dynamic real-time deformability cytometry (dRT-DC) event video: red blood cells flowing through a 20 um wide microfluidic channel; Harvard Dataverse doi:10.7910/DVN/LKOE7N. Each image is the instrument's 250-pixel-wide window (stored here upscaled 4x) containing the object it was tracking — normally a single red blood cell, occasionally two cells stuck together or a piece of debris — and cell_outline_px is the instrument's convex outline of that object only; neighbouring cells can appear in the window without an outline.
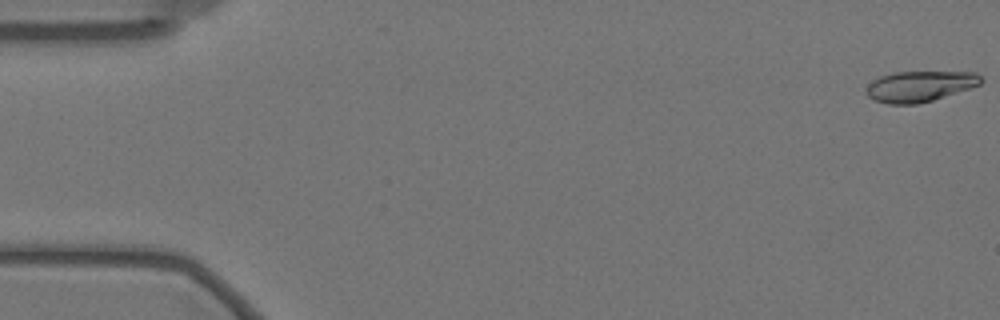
{"species": "Egyptian fruit bat (a non-hibernating species)", "species_latin": "Rousettus aegyptiacus", "temperature_condition": "warm", "stored_images_in_passage": 13, "camera_frame_rate_fps": 3000, "um_per_image_px": 0.085, "animal": {"sex": "female"}, "frame": {"image": 1, "passage_image": 1, "time_ms": 0.0, "image_size_px": [1000, 320], "cell_outline_px": [[984, 80], [980, 84], [932, 100], [916, 104], [888, 104], [872, 100], [864, 92], [868, 84], [872, 80], [880, 76], [892, 72], [976, 72]], "centroid_in_image_um": [78.11, 7.33], "position_along_channel_um": 6.9, "area_um2": 20.52}}